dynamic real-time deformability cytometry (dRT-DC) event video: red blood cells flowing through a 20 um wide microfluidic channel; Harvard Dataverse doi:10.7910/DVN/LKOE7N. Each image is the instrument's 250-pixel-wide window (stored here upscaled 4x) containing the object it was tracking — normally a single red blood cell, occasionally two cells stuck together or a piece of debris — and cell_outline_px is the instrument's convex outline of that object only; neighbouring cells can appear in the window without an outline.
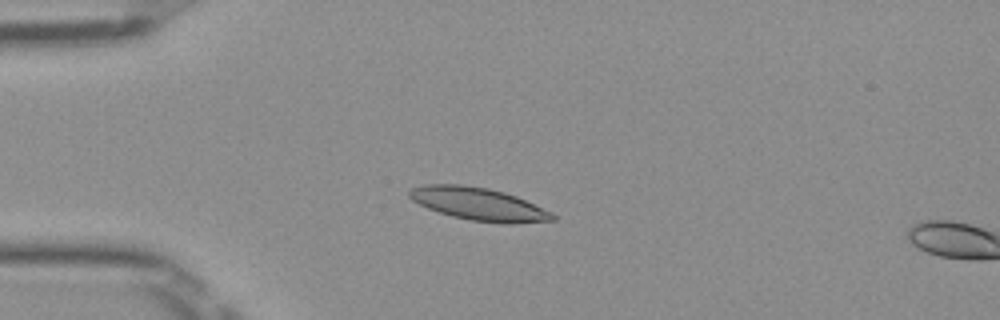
{"species": "Egyptian fruit bat (a non-hibernating species)", "species_latin": "Rousettus aegyptiacus", "temperature_condition": "room temperature", "stored_images_in_passage": 15, "camera_frame_rate_fps": 3000, "um_per_image_px": 0.085, "frame": {"image": 1, "passage_image": 13, "time_ms": 4.0, "image_size_px": [1000, 320], "cell_outline_px": [[556, 220], [512, 224], [504, 224], [472, 220], [452, 216], [428, 208], [412, 200], [408, 196], [408, 192], [412, 188], [424, 184], [460, 184], [488, 188], [504, 192], [516, 196], [552, 212], [556, 216]], "centroid_in_image_um": [40.7, 17.34], "position_along_channel_um": 44.3, "area_um2": 27.28}}